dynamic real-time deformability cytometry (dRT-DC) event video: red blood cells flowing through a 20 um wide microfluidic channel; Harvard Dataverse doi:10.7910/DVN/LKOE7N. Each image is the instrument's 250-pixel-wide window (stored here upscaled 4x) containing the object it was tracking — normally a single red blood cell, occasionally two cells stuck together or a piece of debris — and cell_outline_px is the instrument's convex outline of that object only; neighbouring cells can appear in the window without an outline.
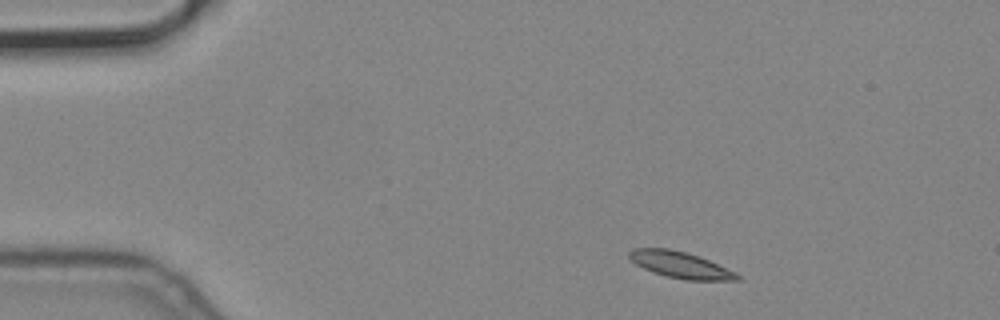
{"species": "common noctule bat (a hibernating species)", "species_latin": "Nyctalus noctula", "temperature_condition": "cold", "stored_images_in_passage": 3, "camera_frame_rate_fps": 3000, "um_per_image_px": 0.085, "animal": {"sex": "male", "body_mass_g": 19.2, "forearm_length_mm": 51.8}, "frame": {"image": 1, "passage_image": 1, "time_ms": 0.0, "image_size_px": [1000, 320], "cell_outline_px": [[740, 280], [684, 280], [652, 272], [636, 264], [628, 256], [628, 252], [632, 248], [668, 248], [684, 252], [708, 260], [736, 272], [740, 276]], "centroid_in_image_um": [57.81, 22.51], "position_along_channel_um": 27.2, "area_um2": 16.36}}